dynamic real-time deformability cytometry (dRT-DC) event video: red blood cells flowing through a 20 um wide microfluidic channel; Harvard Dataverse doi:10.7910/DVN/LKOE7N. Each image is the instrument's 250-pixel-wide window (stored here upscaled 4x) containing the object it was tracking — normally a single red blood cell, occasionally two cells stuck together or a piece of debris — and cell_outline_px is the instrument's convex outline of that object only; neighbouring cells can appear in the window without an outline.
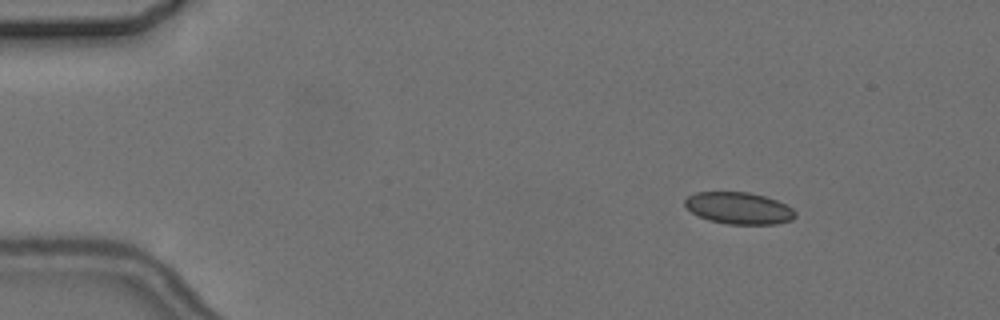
{"species": "common noctule bat (a hibernating species)", "species_latin": "Nyctalus noctula", "temperature_condition": "cold", "stored_images_in_passage": 15, "camera_frame_rate_fps": 3000, "um_per_image_px": 0.085, "animal": {"sex": "female", "body_mass_g": 24.6, "forearm_length_mm": 56.2}, "frame": {"image": 1, "passage_image": 3, "time_ms": 2.333, "image_size_px": [1000, 320], "cell_outline_px": [[796, 216], [792, 220], [776, 224], [728, 224], [708, 220], [692, 212], [684, 204], [684, 200], [688, 196], [696, 192], [748, 192], [764, 196], [776, 200], [792, 208], [796, 212]], "centroid_in_image_um": [62.81, 17.69], "position_along_channel_um": 22.2, "area_um2": 20.4}}
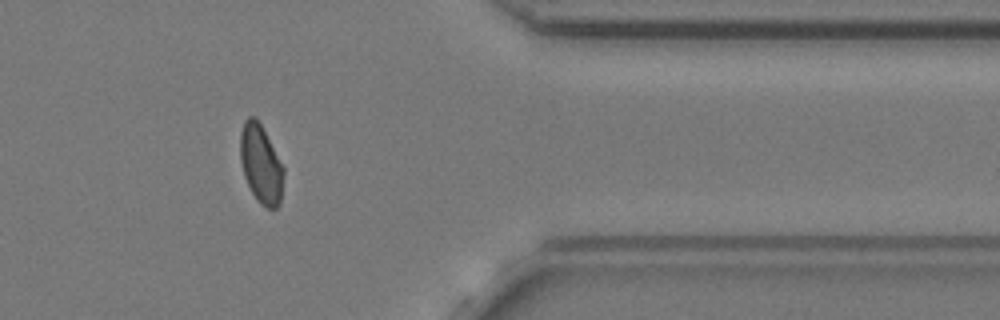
{"frame": {"image": 2, "passage_image": 13, "time_ms": 15.333, "image_size_px": [1000, 320], "cell_outline_px": [[284, 172], [280, 204], [276, 208], [268, 208], [260, 204], [256, 200], [244, 176], [240, 160], [240, 132], [244, 120], [248, 116], [256, 116], [284, 168]], "centroid_in_image_um": [22.16, 13.94], "position_along_channel_um": 389.2, "area_um2": 19.83}}
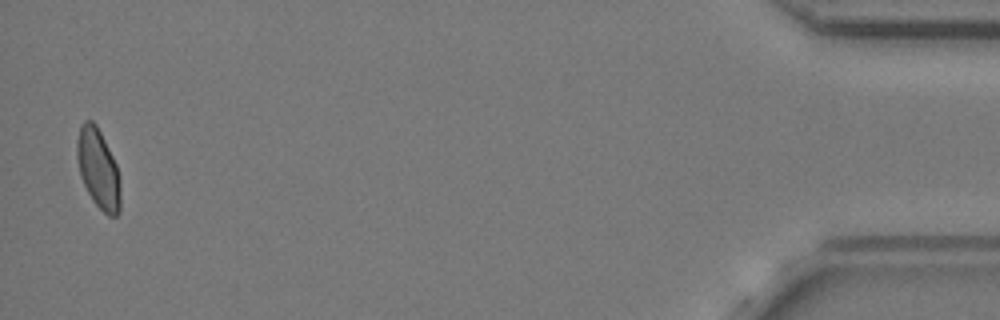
{"frame": {"image": 3, "passage_image": 15, "time_ms": 18.333, "image_size_px": [1000, 320], "cell_outline_px": [[120, 212], [116, 216], [108, 216], [92, 200], [80, 176], [76, 156], [76, 140], [80, 124], [84, 120], [92, 120], [96, 124], [116, 164], [120, 184]], "centroid_in_image_um": [8.33, 14.33], "position_along_channel_um": 426.9, "area_um2": 20.17}}